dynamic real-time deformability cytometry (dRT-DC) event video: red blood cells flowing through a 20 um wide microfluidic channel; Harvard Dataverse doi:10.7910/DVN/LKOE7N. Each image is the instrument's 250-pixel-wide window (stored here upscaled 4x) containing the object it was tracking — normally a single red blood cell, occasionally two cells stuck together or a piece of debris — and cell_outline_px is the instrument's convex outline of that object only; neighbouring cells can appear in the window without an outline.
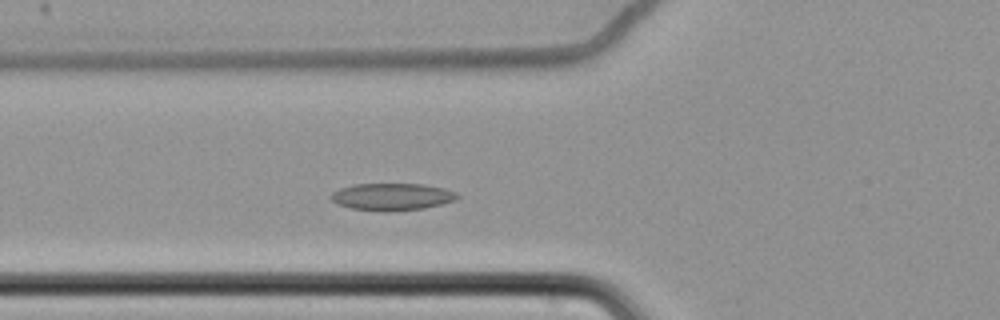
{"species": "common noctule bat (a hibernating species)", "species_latin": "Nyctalus noctula", "temperature_condition": "cold", "stored_images_in_passage": 55, "camera_frame_rate_fps": 3000, "um_per_image_px": 0.085, "animal": {"sex": "female", "body_mass_g": 22.7, "forearm_length_mm": 54.2}, "frame": {"image": 1, "passage_image": 17, "time_ms": 5.333, "image_size_px": [1000, 320], "cell_outline_px": [[460, 196], [456, 200], [424, 208], [388, 212], [380, 212], [352, 208], [340, 204], [332, 200], [328, 196], [332, 192], [340, 188], [352, 184], [424, 184], [444, 188], [456, 192]], "centroid_in_image_um": [33.32, 16.72], "position_along_channel_um": 92.5, "area_um2": 20.11}}
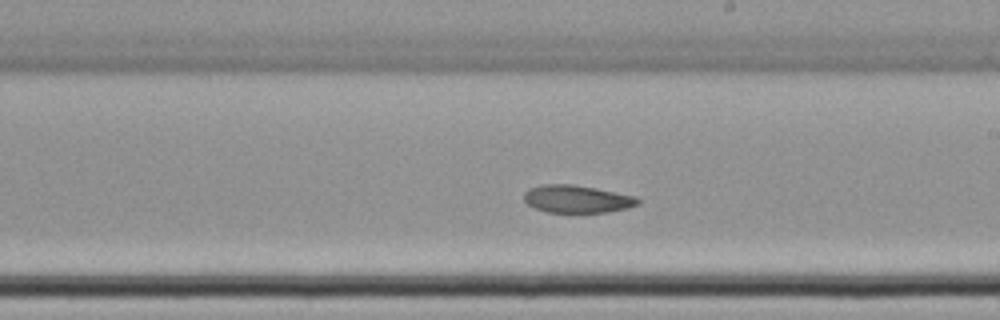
{"frame": {"image": 2, "passage_image": 30, "time_ms": 9.667, "image_size_px": [1000, 320], "cell_outline_px": [[640, 204], [628, 208], [608, 212], [580, 216], [548, 212], [536, 208], [528, 204], [524, 200], [524, 192], [528, 188], [544, 184], [572, 184], [596, 188], [636, 196], [640, 200]], "centroid_in_image_um": [49.07, 16.96], "position_along_channel_um": 239.9, "area_um2": 19.25}}
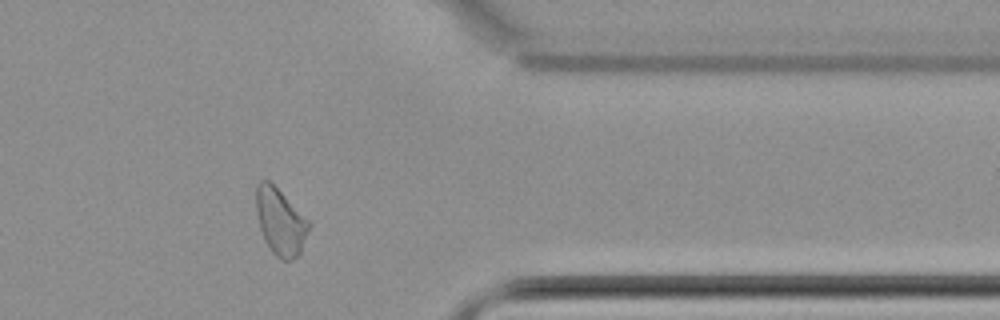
{"frame": {"image": 3, "passage_image": 44, "time_ms": 14.333, "image_size_px": [1000, 320], "cell_outline_px": [[312, 224], [300, 252], [292, 260], [280, 260], [272, 252], [264, 240], [260, 228], [256, 212], [256, 184], [260, 180], [268, 180], [312, 220]], "centroid_in_image_um": [23.86, 18.83], "position_along_channel_um": 387.5, "area_um2": 20.87}, "authors_computed_cell_mechanics": {"area_um2": 20.2878, "velocity_mm_per_s": 3.4136, "shape_relaxation_time_tau1_ms": null, "shape_relaxation_time_tau2_ms": 11.2637, "deformation_change_tau1": null, "deformation_change_tau2": 0.1307}}